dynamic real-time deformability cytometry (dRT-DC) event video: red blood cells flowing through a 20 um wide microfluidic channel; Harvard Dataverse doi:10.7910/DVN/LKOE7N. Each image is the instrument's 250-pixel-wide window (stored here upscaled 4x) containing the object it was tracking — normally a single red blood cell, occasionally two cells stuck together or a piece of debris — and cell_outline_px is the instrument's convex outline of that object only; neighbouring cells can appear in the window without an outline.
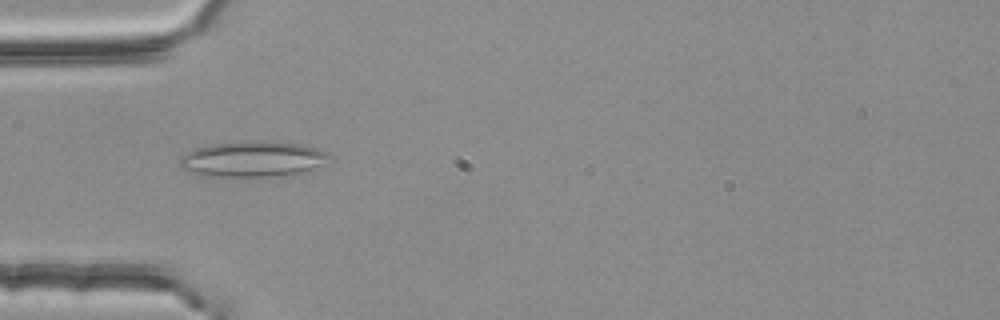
{"species": "common noctule bat (a hibernating species)", "species_latin": "Nyctalus noctula", "temperature_condition": "room temperature", "stored_images_in_passage": 2, "camera_frame_rate_fps": 3000, "um_per_image_px": 0.085, "animal": {"sex": "female", "body_mass_g": 25.1}, "frame": {"image": 1, "passage_image": 2, "time_ms": 0.333, "image_size_px": [1000, 320], "cell_outline_px": [[328, 156], [300, 176], [196, 176], [180, 168], [180, 156], [196, 148], [212, 144], [300, 144], [316, 148], [328, 152]], "centroid_in_image_um": [21.38, 13.6], "position_along_channel_um": 63.6, "area_um2": 29.82}}